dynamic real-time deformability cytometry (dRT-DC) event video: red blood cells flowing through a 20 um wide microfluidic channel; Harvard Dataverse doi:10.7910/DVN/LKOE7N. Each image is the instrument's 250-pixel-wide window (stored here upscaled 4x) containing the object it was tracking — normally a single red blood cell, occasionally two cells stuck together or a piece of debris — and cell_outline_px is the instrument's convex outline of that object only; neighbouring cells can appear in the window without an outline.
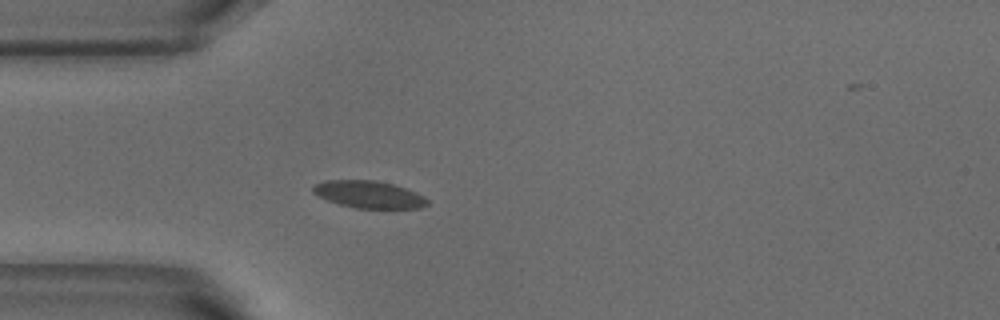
{"species": "common noctule bat (a hibernating species)", "species_latin": "Nyctalus noctula", "temperature_condition": "warm", "stored_images_in_passage": 4, "camera_frame_rate_fps": 3000, "um_per_image_px": 0.085, "animal": {"sex": "male", "body_mass_g": 18.8}, "frame": {"image": 1, "passage_image": 4, "time_ms": 1.0, "image_size_px": [1000, 320], "cell_outline_px": [[428, 204], [420, 208], [356, 208], [340, 204], [328, 200], [312, 192], [312, 188], [316, 184], [324, 180], [376, 180], [392, 184], [416, 192], [424, 196], [428, 200]], "centroid_in_image_um": [31.36, 16.52], "position_along_channel_um": 53.6, "area_um2": 17.98}}